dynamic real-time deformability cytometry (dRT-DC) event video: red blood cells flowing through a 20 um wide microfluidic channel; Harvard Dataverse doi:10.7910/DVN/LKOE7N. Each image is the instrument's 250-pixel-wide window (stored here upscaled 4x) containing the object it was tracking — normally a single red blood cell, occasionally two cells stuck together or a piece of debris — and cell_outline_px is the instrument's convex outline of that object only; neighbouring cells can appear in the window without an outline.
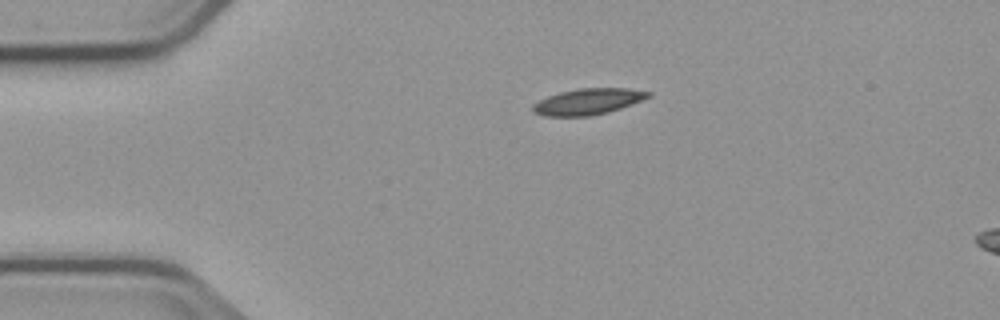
{"species": "common noctule bat (a hibernating species)", "species_latin": "Nyctalus noctula", "temperature_condition": "cold", "stored_images_in_passage": 2, "camera_frame_rate_fps": 3000, "um_per_image_px": 0.085, "animal": {"sex": "male", "body_mass_g": 23.1, "forearm_length_mm": 52.7}, "frame": {"image": 1, "passage_image": 1, "time_ms": 0.0, "image_size_px": [1000, 320], "cell_outline_px": [[652, 96], [632, 104], [608, 112], [588, 116], [544, 116], [532, 112], [532, 104], [548, 96], [560, 92], [580, 88], [628, 88], [652, 92]], "centroid_in_image_um": [49.98, 8.63], "position_along_channel_um": 35.0, "area_um2": 17.57}}